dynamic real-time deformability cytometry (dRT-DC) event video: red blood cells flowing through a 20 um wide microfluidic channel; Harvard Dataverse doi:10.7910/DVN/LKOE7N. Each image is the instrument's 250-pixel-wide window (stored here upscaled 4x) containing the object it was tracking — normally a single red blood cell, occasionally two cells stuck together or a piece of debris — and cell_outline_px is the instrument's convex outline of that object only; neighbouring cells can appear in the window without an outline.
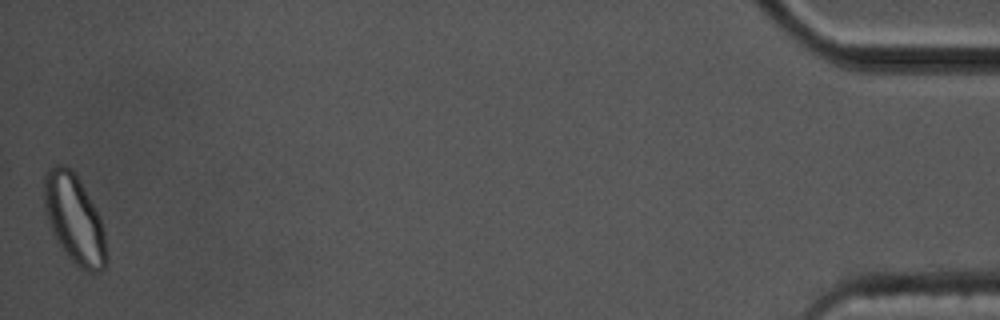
{"species": "common noctule bat (a hibernating species)", "species_latin": "Nyctalus noctula", "temperature_condition": "cold", "stored_images_in_passage": 46, "camera_frame_rate_fps": 3000, "um_per_image_px": 0.085, "animal": {"sex": "male", "body_mass_g": 17.5, "forearm_length_mm": 52.3}, "frame": {"image": 1, "passage_image": 46, "time_ms": 15.0, "image_size_px": [1000, 320], "cell_outline_px": [[108, 264], [100, 272], [88, 272], [80, 268], [72, 260], [52, 236], [44, 212], [44, 172], [52, 164], [64, 164], [72, 168], [100, 216], [104, 232], [108, 256]], "centroid_in_image_um": [6.3, 18.62], "position_along_channel_um": 428.9, "area_um2": 32.83}, "authors_computed_cell_mechanics": {"area_um2": 20.0566, "velocity_mm_per_s": 3.3682, "shape_relaxation_time_tau1_ms": null, "shape_relaxation_time_tau2_ms": 2.1546, "deformation_change_tau1": null, "deformation_change_tau2": 0.0729}}